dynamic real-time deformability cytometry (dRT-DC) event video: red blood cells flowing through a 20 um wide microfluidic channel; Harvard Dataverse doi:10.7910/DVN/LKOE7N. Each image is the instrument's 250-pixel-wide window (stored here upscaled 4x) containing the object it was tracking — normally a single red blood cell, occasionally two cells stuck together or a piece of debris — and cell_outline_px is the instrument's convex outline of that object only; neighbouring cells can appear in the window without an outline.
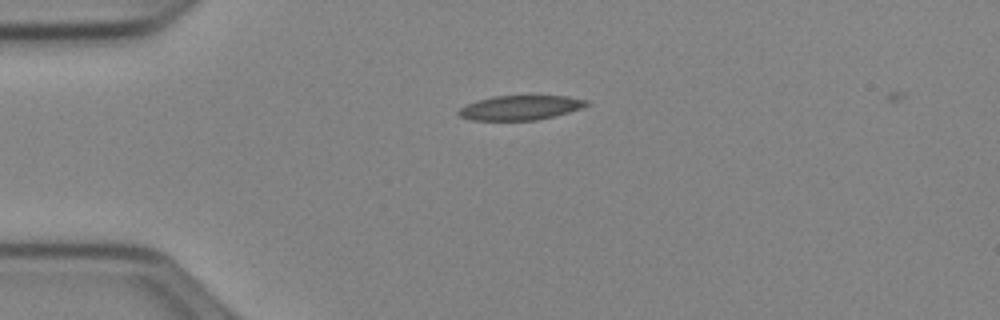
{"species": "Egyptian fruit bat (a non-hibernating species)", "species_latin": "Rousettus aegyptiacus", "temperature_condition": "cold", "stored_images_in_passage": 42, "camera_frame_rate_fps": 3000, "um_per_image_px": 0.085, "animal": {"sex": "female"}, "frame": {"image": 1, "passage_image": 3, "time_ms": 0.667, "image_size_px": [1000, 320], "cell_outline_px": [[592, 104], [568, 112], [536, 120], [472, 120], [460, 116], [456, 112], [460, 108], [468, 104], [492, 96], [568, 96], [588, 100]], "centroid_in_image_um": [44.25, 9.15], "position_along_channel_um": 40.7, "area_um2": 18.09}}
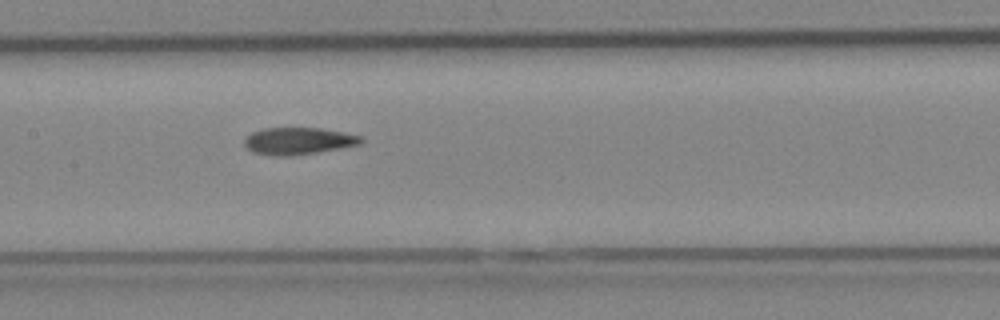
{"frame": {"image": 2, "passage_image": 16, "time_ms": 5.0, "image_size_px": [1000, 320], "cell_outline_px": [[364, 140], [360, 144], [340, 148], [316, 152], [288, 156], [280, 156], [252, 152], [244, 144], [244, 140], [252, 132], [264, 128], [320, 128], [360, 136]], "centroid_in_image_um": [25.34, 11.98], "position_along_channel_um": 182.1, "area_um2": 18.03}}
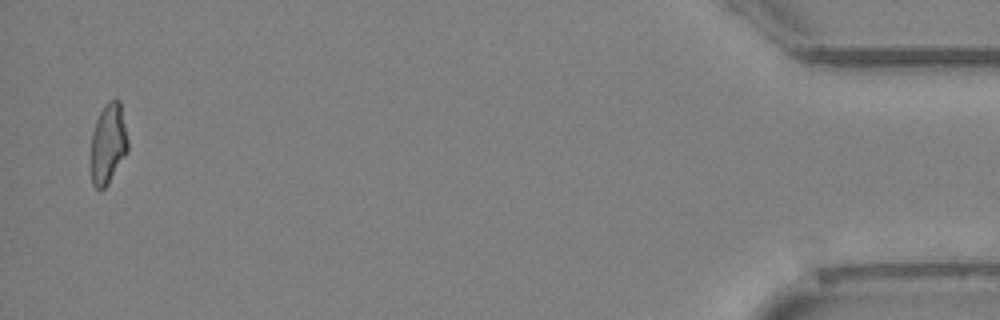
{"frame": {"image": 3, "passage_image": 41, "time_ms": 13.333, "image_size_px": [1000, 320], "cell_outline_px": [[128, 152], [108, 184], [100, 192], [92, 184], [92, 132], [96, 120], [104, 104], [108, 100], [116, 96], [120, 100], [128, 140]], "centroid_in_image_um": [9.22, 12.18], "position_along_channel_um": 426.0, "area_um2": 17.51}, "authors_computed_cell_mechanics": {"area_um2": 18.1203, "velocity_mm_per_s": 3.9378, "shape_relaxation_time_tau1_ms": null, "shape_relaxation_time_tau2_ms": 3.13, "deformation_change_tau1": null, "deformation_change_tau2": 0.1091}}